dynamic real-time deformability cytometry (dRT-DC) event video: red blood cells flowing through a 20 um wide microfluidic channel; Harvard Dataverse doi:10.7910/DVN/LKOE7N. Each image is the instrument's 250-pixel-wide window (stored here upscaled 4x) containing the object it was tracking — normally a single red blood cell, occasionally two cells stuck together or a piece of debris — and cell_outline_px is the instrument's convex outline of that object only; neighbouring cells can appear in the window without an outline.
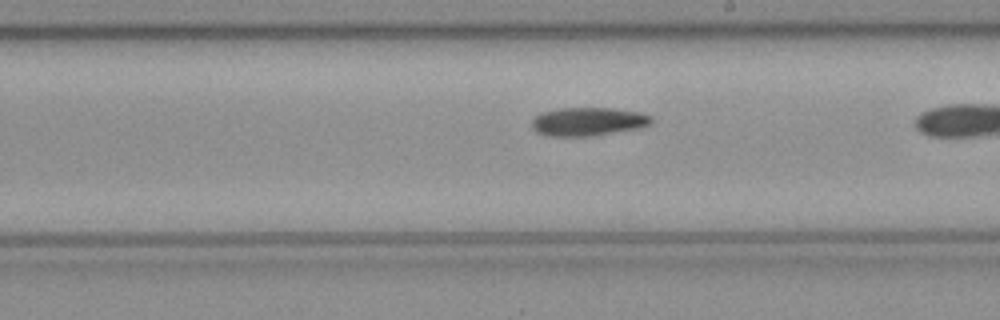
{"species": "common noctule bat (a hibernating species)", "species_latin": "Nyctalus noctula", "temperature_condition": "cold", "stored_images_in_passage": 30, "camera_frame_rate_fps": 3000, "um_per_image_px": 0.085, "animal": {"sex": "female", "body_mass_g": 21.9}, "frame": {"image": 1, "passage_image": 26, "time_ms": 8.333, "image_size_px": [1000, 320], "cell_outline_px": [[652, 120], [648, 124], [640, 128], [592, 136], [548, 136], [536, 132], [532, 128], [532, 120], [540, 112], [556, 108], [612, 108], [640, 112], [652, 116]], "centroid_in_image_um": [49.95, 10.33], "position_along_channel_um": 239.0, "area_um2": 19.94}}